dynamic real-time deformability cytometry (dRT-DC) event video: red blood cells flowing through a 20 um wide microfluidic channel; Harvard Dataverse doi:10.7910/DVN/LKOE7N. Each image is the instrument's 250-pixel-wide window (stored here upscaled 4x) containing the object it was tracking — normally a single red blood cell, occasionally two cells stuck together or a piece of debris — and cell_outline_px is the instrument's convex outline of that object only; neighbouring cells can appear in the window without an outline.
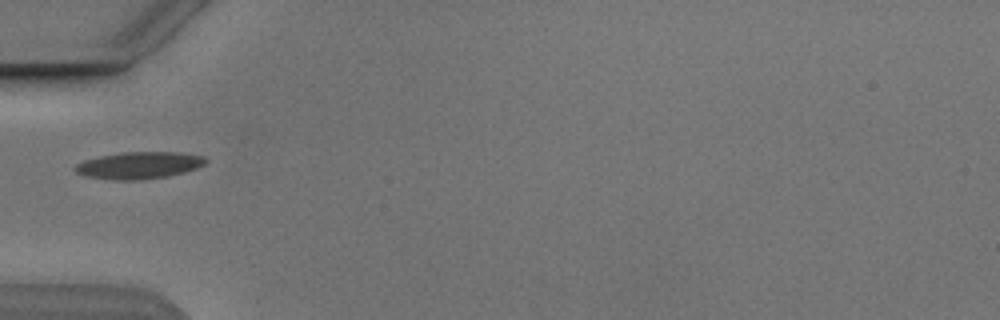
{"species": "Egyptian fruit bat (a non-hibernating species)", "species_latin": "Rousettus aegyptiacus", "temperature_condition": "cold", "stored_images_in_passage": 1, "camera_frame_rate_fps": 3000, "um_per_image_px": 0.085, "animal": {"sex": "male"}, "frame": {"image": 1, "passage_image": 1, "time_ms": 0.0, "image_size_px": [1000, 320], "cell_outline_px": [[208, 160], [204, 164], [196, 168], [184, 172], [168, 176], [140, 180], [112, 180], [84, 176], [76, 172], [72, 168], [76, 164], [84, 160], [100, 156], [124, 152], [180, 152], [204, 156]], "centroid_in_image_um": [11.8, 14.05], "position_along_channel_um": 73.2, "area_um2": 20.63}}